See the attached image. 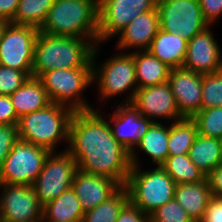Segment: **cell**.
Returning a JSON list of instances; mask_svg holds the SVG:
<instances>
[{
	"label": "cell",
	"mask_w": 222,
	"mask_h": 222,
	"mask_svg": "<svg viewBox=\"0 0 222 222\" xmlns=\"http://www.w3.org/2000/svg\"><path fill=\"white\" fill-rule=\"evenodd\" d=\"M98 111H75L69 125L67 150L79 170L126 184L130 152L112 135L108 120Z\"/></svg>",
	"instance_id": "6da1fadb"
},
{
	"label": "cell",
	"mask_w": 222,
	"mask_h": 222,
	"mask_svg": "<svg viewBox=\"0 0 222 222\" xmlns=\"http://www.w3.org/2000/svg\"><path fill=\"white\" fill-rule=\"evenodd\" d=\"M98 39L49 35L39 32L34 46L32 77L55 69L92 68Z\"/></svg>",
	"instance_id": "7a4b0ae2"
},
{
	"label": "cell",
	"mask_w": 222,
	"mask_h": 222,
	"mask_svg": "<svg viewBox=\"0 0 222 222\" xmlns=\"http://www.w3.org/2000/svg\"><path fill=\"white\" fill-rule=\"evenodd\" d=\"M39 31L98 39V5L93 0H54Z\"/></svg>",
	"instance_id": "3957f363"
},
{
	"label": "cell",
	"mask_w": 222,
	"mask_h": 222,
	"mask_svg": "<svg viewBox=\"0 0 222 222\" xmlns=\"http://www.w3.org/2000/svg\"><path fill=\"white\" fill-rule=\"evenodd\" d=\"M74 110L51 103L47 107L21 116L17 123L18 138L54 152L57 143L69 142V125Z\"/></svg>",
	"instance_id": "277c9868"
},
{
	"label": "cell",
	"mask_w": 222,
	"mask_h": 222,
	"mask_svg": "<svg viewBox=\"0 0 222 222\" xmlns=\"http://www.w3.org/2000/svg\"><path fill=\"white\" fill-rule=\"evenodd\" d=\"M138 167L131 166L124 187L128 191L129 202L150 215L174 198L176 183L160 165L150 171H142Z\"/></svg>",
	"instance_id": "5b68a950"
},
{
	"label": "cell",
	"mask_w": 222,
	"mask_h": 222,
	"mask_svg": "<svg viewBox=\"0 0 222 222\" xmlns=\"http://www.w3.org/2000/svg\"><path fill=\"white\" fill-rule=\"evenodd\" d=\"M38 79L52 103L68 106L74 111L93 110L81 97L82 91L93 82L92 68L55 69L42 73Z\"/></svg>",
	"instance_id": "8992f818"
},
{
	"label": "cell",
	"mask_w": 222,
	"mask_h": 222,
	"mask_svg": "<svg viewBox=\"0 0 222 222\" xmlns=\"http://www.w3.org/2000/svg\"><path fill=\"white\" fill-rule=\"evenodd\" d=\"M98 46L96 45L92 57V80L98 81L97 85L100 90L101 98L107 99L114 97L117 94L130 90L134 87L127 100L124 103H131L138 86H136V72L133 55L130 53L117 54L114 57L109 58L103 65H99L95 62ZM96 55V56H95ZM97 64V66H96ZM100 68H99V67Z\"/></svg>",
	"instance_id": "52a82bcc"
},
{
	"label": "cell",
	"mask_w": 222,
	"mask_h": 222,
	"mask_svg": "<svg viewBox=\"0 0 222 222\" xmlns=\"http://www.w3.org/2000/svg\"><path fill=\"white\" fill-rule=\"evenodd\" d=\"M50 151L18 138L0 167V184L31 186Z\"/></svg>",
	"instance_id": "ba28073f"
},
{
	"label": "cell",
	"mask_w": 222,
	"mask_h": 222,
	"mask_svg": "<svg viewBox=\"0 0 222 222\" xmlns=\"http://www.w3.org/2000/svg\"><path fill=\"white\" fill-rule=\"evenodd\" d=\"M160 29L190 41L210 26L204 19L199 0H157Z\"/></svg>",
	"instance_id": "9c48e42d"
},
{
	"label": "cell",
	"mask_w": 222,
	"mask_h": 222,
	"mask_svg": "<svg viewBox=\"0 0 222 222\" xmlns=\"http://www.w3.org/2000/svg\"><path fill=\"white\" fill-rule=\"evenodd\" d=\"M77 170V162L67 150L60 154L50 152L40 174L31 185L39 203L44 206L69 190Z\"/></svg>",
	"instance_id": "30bf717a"
},
{
	"label": "cell",
	"mask_w": 222,
	"mask_h": 222,
	"mask_svg": "<svg viewBox=\"0 0 222 222\" xmlns=\"http://www.w3.org/2000/svg\"><path fill=\"white\" fill-rule=\"evenodd\" d=\"M37 28L9 23L0 41V65L24 71L32 77Z\"/></svg>",
	"instance_id": "8fae6325"
},
{
	"label": "cell",
	"mask_w": 222,
	"mask_h": 222,
	"mask_svg": "<svg viewBox=\"0 0 222 222\" xmlns=\"http://www.w3.org/2000/svg\"><path fill=\"white\" fill-rule=\"evenodd\" d=\"M157 0H104L98 6V43L118 35L134 18L156 8Z\"/></svg>",
	"instance_id": "7c38bea8"
},
{
	"label": "cell",
	"mask_w": 222,
	"mask_h": 222,
	"mask_svg": "<svg viewBox=\"0 0 222 222\" xmlns=\"http://www.w3.org/2000/svg\"><path fill=\"white\" fill-rule=\"evenodd\" d=\"M110 121H108L113 137L130 152L131 166H138L135 145L146 134L153 121L141 115L131 104L118 105ZM113 123V124H112Z\"/></svg>",
	"instance_id": "4fadbf2b"
},
{
	"label": "cell",
	"mask_w": 222,
	"mask_h": 222,
	"mask_svg": "<svg viewBox=\"0 0 222 222\" xmlns=\"http://www.w3.org/2000/svg\"><path fill=\"white\" fill-rule=\"evenodd\" d=\"M0 188L2 221H41L43 206L32 186L0 184Z\"/></svg>",
	"instance_id": "5bb4252c"
},
{
	"label": "cell",
	"mask_w": 222,
	"mask_h": 222,
	"mask_svg": "<svg viewBox=\"0 0 222 222\" xmlns=\"http://www.w3.org/2000/svg\"><path fill=\"white\" fill-rule=\"evenodd\" d=\"M131 104L153 122H158L157 117L173 119L172 122L184 118L178 109L176 99L172 93L169 82L146 88H138Z\"/></svg>",
	"instance_id": "9a60e30c"
},
{
	"label": "cell",
	"mask_w": 222,
	"mask_h": 222,
	"mask_svg": "<svg viewBox=\"0 0 222 222\" xmlns=\"http://www.w3.org/2000/svg\"><path fill=\"white\" fill-rule=\"evenodd\" d=\"M209 27L188 41L183 68L201 74L222 70V53Z\"/></svg>",
	"instance_id": "2e32d148"
},
{
	"label": "cell",
	"mask_w": 222,
	"mask_h": 222,
	"mask_svg": "<svg viewBox=\"0 0 222 222\" xmlns=\"http://www.w3.org/2000/svg\"><path fill=\"white\" fill-rule=\"evenodd\" d=\"M168 82L180 114L191 118L201 110L202 74L183 67L170 70Z\"/></svg>",
	"instance_id": "e0dca14e"
},
{
	"label": "cell",
	"mask_w": 222,
	"mask_h": 222,
	"mask_svg": "<svg viewBox=\"0 0 222 222\" xmlns=\"http://www.w3.org/2000/svg\"><path fill=\"white\" fill-rule=\"evenodd\" d=\"M122 186L115 180L77 170L71 188L80 200L85 212L97 207L109 199Z\"/></svg>",
	"instance_id": "ac0fdd59"
},
{
	"label": "cell",
	"mask_w": 222,
	"mask_h": 222,
	"mask_svg": "<svg viewBox=\"0 0 222 222\" xmlns=\"http://www.w3.org/2000/svg\"><path fill=\"white\" fill-rule=\"evenodd\" d=\"M159 29V16L155 8L134 18L118 34L120 37L117 48L123 49V51L135 47L136 51L148 50Z\"/></svg>",
	"instance_id": "d6986e66"
},
{
	"label": "cell",
	"mask_w": 222,
	"mask_h": 222,
	"mask_svg": "<svg viewBox=\"0 0 222 222\" xmlns=\"http://www.w3.org/2000/svg\"><path fill=\"white\" fill-rule=\"evenodd\" d=\"M212 193L207 179L196 183L176 184L174 199L194 222H200L208 207Z\"/></svg>",
	"instance_id": "ffe728a7"
},
{
	"label": "cell",
	"mask_w": 222,
	"mask_h": 222,
	"mask_svg": "<svg viewBox=\"0 0 222 222\" xmlns=\"http://www.w3.org/2000/svg\"><path fill=\"white\" fill-rule=\"evenodd\" d=\"M187 44L178 34L159 29L148 51L169 68H180L186 58Z\"/></svg>",
	"instance_id": "44dd1931"
},
{
	"label": "cell",
	"mask_w": 222,
	"mask_h": 222,
	"mask_svg": "<svg viewBox=\"0 0 222 222\" xmlns=\"http://www.w3.org/2000/svg\"><path fill=\"white\" fill-rule=\"evenodd\" d=\"M17 117L41 110L51 104V100L36 77H29L25 83L10 96Z\"/></svg>",
	"instance_id": "7402d4cb"
},
{
	"label": "cell",
	"mask_w": 222,
	"mask_h": 222,
	"mask_svg": "<svg viewBox=\"0 0 222 222\" xmlns=\"http://www.w3.org/2000/svg\"><path fill=\"white\" fill-rule=\"evenodd\" d=\"M131 54L134 59L138 88L151 87L168 81L171 68L148 50H135Z\"/></svg>",
	"instance_id": "603a6c76"
},
{
	"label": "cell",
	"mask_w": 222,
	"mask_h": 222,
	"mask_svg": "<svg viewBox=\"0 0 222 222\" xmlns=\"http://www.w3.org/2000/svg\"><path fill=\"white\" fill-rule=\"evenodd\" d=\"M83 215L80 200L70 188L43 206L41 221L82 222Z\"/></svg>",
	"instance_id": "cb8c5ba5"
},
{
	"label": "cell",
	"mask_w": 222,
	"mask_h": 222,
	"mask_svg": "<svg viewBox=\"0 0 222 222\" xmlns=\"http://www.w3.org/2000/svg\"><path fill=\"white\" fill-rule=\"evenodd\" d=\"M222 140L197 135L189 150L190 160L207 176L221 164Z\"/></svg>",
	"instance_id": "d4e9b609"
},
{
	"label": "cell",
	"mask_w": 222,
	"mask_h": 222,
	"mask_svg": "<svg viewBox=\"0 0 222 222\" xmlns=\"http://www.w3.org/2000/svg\"><path fill=\"white\" fill-rule=\"evenodd\" d=\"M168 139L169 127L160 121L153 122L136 147L149 155L153 163L161 165L168 157Z\"/></svg>",
	"instance_id": "484cf974"
},
{
	"label": "cell",
	"mask_w": 222,
	"mask_h": 222,
	"mask_svg": "<svg viewBox=\"0 0 222 222\" xmlns=\"http://www.w3.org/2000/svg\"><path fill=\"white\" fill-rule=\"evenodd\" d=\"M198 135L195 122L184 117L169 125L168 156L189 154V150Z\"/></svg>",
	"instance_id": "4316f807"
},
{
	"label": "cell",
	"mask_w": 222,
	"mask_h": 222,
	"mask_svg": "<svg viewBox=\"0 0 222 222\" xmlns=\"http://www.w3.org/2000/svg\"><path fill=\"white\" fill-rule=\"evenodd\" d=\"M176 184L206 180L203 172L190 160L188 154L168 156L160 165Z\"/></svg>",
	"instance_id": "83f0119b"
},
{
	"label": "cell",
	"mask_w": 222,
	"mask_h": 222,
	"mask_svg": "<svg viewBox=\"0 0 222 222\" xmlns=\"http://www.w3.org/2000/svg\"><path fill=\"white\" fill-rule=\"evenodd\" d=\"M128 202V191L122 186L109 199L85 212L82 222H116L120 211Z\"/></svg>",
	"instance_id": "f1b7e54d"
},
{
	"label": "cell",
	"mask_w": 222,
	"mask_h": 222,
	"mask_svg": "<svg viewBox=\"0 0 222 222\" xmlns=\"http://www.w3.org/2000/svg\"><path fill=\"white\" fill-rule=\"evenodd\" d=\"M53 3L54 0H20L10 23L31 26L39 30Z\"/></svg>",
	"instance_id": "f546056e"
},
{
	"label": "cell",
	"mask_w": 222,
	"mask_h": 222,
	"mask_svg": "<svg viewBox=\"0 0 222 222\" xmlns=\"http://www.w3.org/2000/svg\"><path fill=\"white\" fill-rule=\"evenodd\" d=\"M191 119L195 122L199 135L222 140V107L201 109Z\"/></svg>",
	"instance_id": "4dcf8cb0"
},
{
	"label": "cell",
	"mask_w": 222,
	"mask_h": 222,
	"mask_svg": "<svg viewBox=\"0 0 222 222\" xmlns=\"http://www.w3.org/2000/svg\"><path fill=\"white\" fill-rule=\"evenodd\" d=\"M222 107V70L202 74L201 109Z\"/></svg>",
	"instance_id": "1f68e13d"
},
{
	"label": "cell",
	"mask_w": 222,
	"mask_h": 222,
	"mask_svg": "<svg viewBox=\"0 0 222 222\" xmlns=\"http://www.w3.org/2000/svg\"><path fill=\"white\" fill-rule=\"evenodd\" d=\"M149 217L150 222H194L174 198L157 208Z\"/></svg>",
	"instance_id": "d6a6232c"
},
{
	"label": "cell",
	"mask_w": 222,
	"mask_h": 222,
	"mask_svg": "<svg viewBox=\"0 0 222 222\" xmlns=\"http://www.w3.org/2000/svg\"><path fill=\"white\" fill-rule=\"evenodd\" d=\"M28 78L29 76L24 71L0 65V95L10 96Z\"/></svg>",
	"instance_id": "836d02e7"
},
{
	"label": "cell",
	"mask_w": 222,
	"mask_h": 222,
	"mask_svg": "<svg viewBox=\"0 0 222 222\" xmlns=\"http://www.w3.org/2000/svg\"><path fill=\"white\" fill-rule=\"evenodd\" d=\"M18 139L17 124L0 125V167Z\"/></svg>",
	"instance_id": "e575fe53"
},
{
	"label": "cell",
	"mask_w": 222,
	"mask_h": 222,
	"mask_svg": "<svg viewBox=\"0 0 222 222\" xmlns=\"http://www.w3.org/2000/svg\"><path fill=\"white\" fill-rule=\"evenodd\" d=\"M116 222H150V217L128 202L120 211Z\"/></svg>",
	"instance_id": "d590c367"
},
{
	"label": "cell",
	"mask_w": 222,
	"mask_h": 222,
	"mask_svg": "<svg viewBox=\"0 0 222 222\" xmlns=\"http://www.w3.org/2000/svg\"><path fill=\"white\" fill-rule=\"evenodd\" d=\"M205 21L211 25L222 15V0H199Z\"/></svg>",
	"instance_id": "8d00e7d4"
},
{
	"label": "cell",
	"mask_w": 222,
	"mask_h": 222,
	"mask_svg": "<svg viewBox=\"0 0 222 222\" xmlns=\"http://www.w3.org/2000/svg\"><path fill=\"white\" fill-rule=\"evenodd\" d=\"M18 120L19 118L17 117L10 97L0 95V125L17 124Z\"/></svg>",
	"instance_id": "74e56055"
},
{
	"label": "cell",
	"mask_w": 222,
	"mask_h": 222,
	"mask_svg": "<svg viewBox=\"0 0 222 222\" xmlns=\"http://www.w3.org/2000/svg\"><path fill=\"white\" fill-rule=\"evenodd\" d=\"M200 222H222V198L212 197Z\"/></svg>",
	"instance_id": "f35d334b"
},
{
	"label": "cell",
	"mask_w": 222,
	"mask_h": 222,
	"mask_svg": "<svg viewBox=\"0 0 222 222\" xmlns=\"http://www.w3.org/2000/svg\"><path fill=\"white\" fill-rule=\"evenodd\" d=\"M206 179L212 193V197L222 198V163L216 166Z\"/></svg>",
	"instance_id": "ab89813d"
},
{
	"label": "cell",
	"mask_w": 222,
	"mask_h": 222,
	"mask_svg": "<svg viewBox=\"0 0 222 222\" xmlns=\"http://www.w3.org/2000/svg\"><path fill=\"white\" fill-rule=\"evenodd\" d=\"M20 0H0V18L11 22Z\"/></svg>",
	"instance_id": "60d3db41"
},
{
	"label": "cell",
	"mask_w": 222,
	"mask_h": 222,
	"mask_svg": "<svg viewBox=\"0 0 222 222\" xmlns=\"http://www.w3.org/2000/svg\"><path fill=\"white\" fill-rule=\"evenodd\" d=\"M9 23H10L9 21L0 18V41H1V38L3 36L5 29Z\"/></svg>",
	"instance_id": "b9f144b4"
},
{
	"label": "cell",
	"mask_w": 222,
	"mask_h": 222,
	"mask_svg": "<svg viewBox=\"0 0 222 222\" xmlns=\"http://www.w3.org/2000/svg\"><path fill=\"white\" fill-rule=\"evenodd\" d=\"M98 6L104 1V0H93Z\"/></svg>",
	"instance_id": "7bdbcfd3"
},
{
	"label": "cell",
	"mask_w": 222,
	"mask_h": 222,
	"mask_svg": "<svg viewBox=\"0 0 222 222\" xmlns=\"http://www.w3.org/2000/svg\"><path fill=\"white\" fill-rule=\"evenodd\" d=\"M2 222H38V221H2Z\"/></svg>",
	"instance_id": "ee69618b"
}]
</instances>
